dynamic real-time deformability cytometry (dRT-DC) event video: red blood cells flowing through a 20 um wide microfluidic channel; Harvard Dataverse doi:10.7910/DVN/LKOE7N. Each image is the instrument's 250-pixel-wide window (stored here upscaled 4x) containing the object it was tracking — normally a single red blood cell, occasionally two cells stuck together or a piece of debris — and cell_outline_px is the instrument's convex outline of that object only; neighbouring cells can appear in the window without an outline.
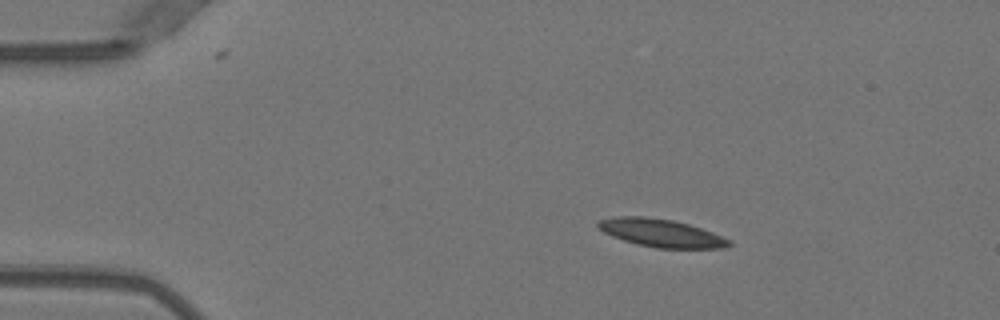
{"species": "Egyptian fruit bat (a non-hibernating species)", "species_latin": "Rousettus aegyptiacus", "temperature_condition": "warm", "stored_images_in_passage": 43, "camera_frame_rate_fps": 3000, "um_per_image_px": 0.085, "animal": {"sex": "female"}, "frame": {"image": 1, "passage_image": 1, "time_ms": 0.0, "image_size_px": [1000, 320], "cell_outline_px": [[732, 244], [720, 248], [656, 248], [636, 244], [612, 236], [604, 232], [596, 224], [596, 220], [612, 216], [644, 216], [672, 220], [688, 224], [712, 232], [732, 240]], "centroid_in_image_um": [56.16, 19.79], "position_along_channel_um": 28.8, "area_um2": 21.33}}
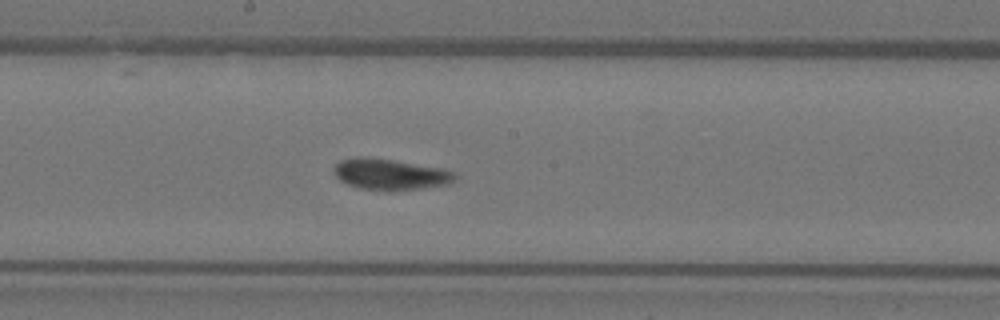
{"frame": {"image": 2, "passage_image": 20, "time_ms": 6.333, "image_size_px": [1000, 320], "cell_outline_px": [[456, 180], [448, 184], [420, 188], [360, 188], [348, 184], [340, 180], [332, 172], [332, 168], [340, 160], [356, 156], [364, 156], [392, 160], [444, 168], [456, 172]], "centroid_in_image_um": [33.16, 14.76], "position_along_channel_um": 215.0, "area_um2": 21.39}}
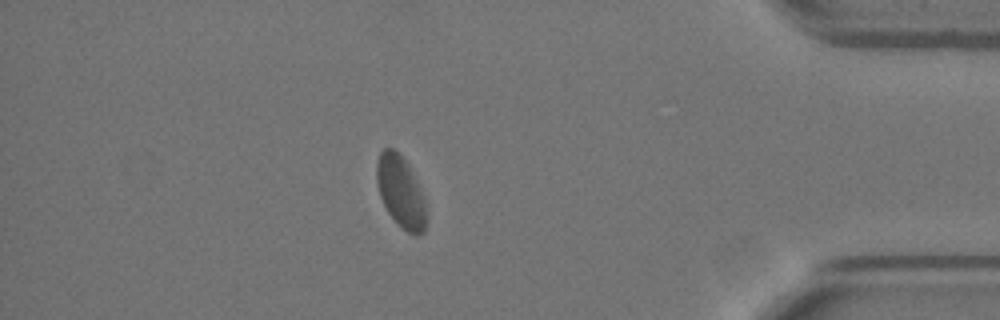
{"frame": {"image": 3, "passage_image": 37, "time_ms": 12.0, "image_size_px": [1000, 320], "cell_outline_px": [[428, 216], [424, 232], [420, 236], [416, 236], [408, 232], [388, 212], [380, 196], [376, 184], [376, 164], [380, 152], [384, 148], [392, 148], [408, 164], [424, 200]], "centroid_in_image_um": [34.06, 16.33], "position_along_channel_um": 401.1, "area_um2": 20.4}, "authors_computed_cell_mechanics": {"area_um2": 21.5594, "velocity_mm_per_s": 3.9465, "shape_relaxation_time_tau1_ms": null, "shape_relaxation_time_tau2_ms": 1.5171, "deformation_change_tau1": null, "deformation_change_tau2": 0.051}}